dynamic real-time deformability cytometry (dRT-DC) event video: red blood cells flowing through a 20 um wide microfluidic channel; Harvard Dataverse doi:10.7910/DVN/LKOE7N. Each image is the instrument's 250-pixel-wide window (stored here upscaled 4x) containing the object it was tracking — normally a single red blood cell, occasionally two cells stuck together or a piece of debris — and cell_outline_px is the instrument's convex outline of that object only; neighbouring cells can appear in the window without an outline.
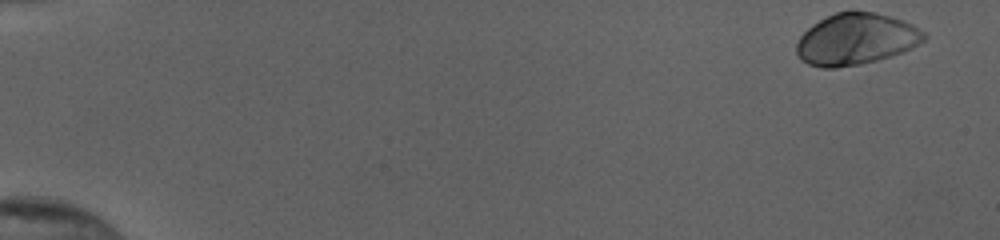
{"species": "human", "species_latin": "Homo sapiens", "temperature_condition": "cold", "stored_images_in_passage": 45, "camera_frame_rate_fps": 3000, "um_per_image_px": 0.085, "donor": {"sex": "female"}, "frame": {"image": 1, "passage_image": 1, "time_ms": 0.0, "image_size_px": [1000, 240], "cell_outline_px": [[928, 36], [924, 40], [904, 52], [876, 60], [860, 64], [836, 68], [824, 68], [808, 64], [800, 60], [796, 52], [796, 44], [800, 36], [812, 24], [836, 12], [876, 12], [892, 16], [904, 20], [912, 24], [924, 32]], "centroid_in_image_um": [72.76, 3.33], "position_along_channel_um": 12.2, "area_um2": 38.21}}
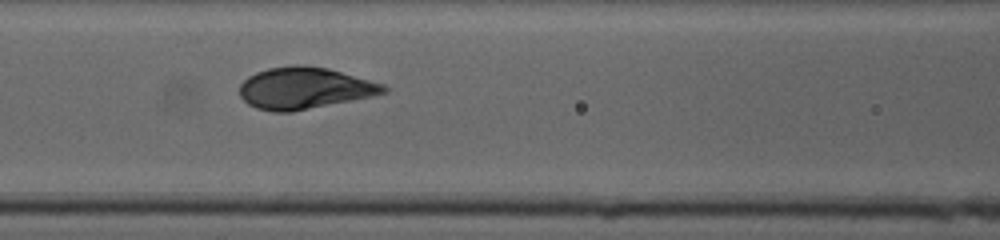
{"frame": {"image": 2, "passage_image": 24, "time_ms": 7.667, "image_size_px": [1000, 240], "cell_outline_px": [[388, 92], [372, 96], [292, 112], [272, 112], [256, 108], [248, 104], [240, 96], [240, 84], [248, 76], [256, 72], [268, 68], [296, 64], [304, 64], [328, 68], [384, 84], [388, 88]], "centroid_in_image_um": [25.87, 7.49], "position_along_channel_um": 140.7, "area_um2": 35.08}}
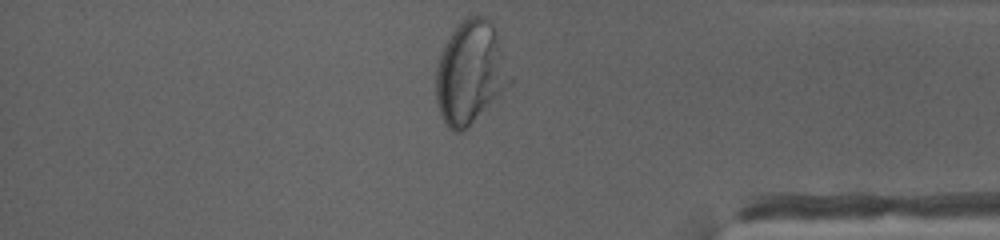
{"frame": {"image": 3, "passage_image": 45, "time_ms": 14.667, "image_size_px": [1000, 240], "cell_outline_px": [[512, 80], [464, 132], [452, 132], [448, 128], [440, 112], [436, 100], [436, 68], [440, 56], [452, 32], [468, 16], [484, 16], [492, 24], [496, 32], [512, 76]], "centroid_in_image_um": [39.97, 6.2], "position_along_channel_um": 395.2, "area_um2": 43.52}, "authors_computed_cell_mechanics": {"area_um2": 35.6626, "velocity_mm_per_s": 3.8611, "shape_relaxation_time_tau1_ms": 2.9264, "shape_relaxation_time_tau2_ms": null, "deformation_change_tau1": 0.1453, "deformation_change_tau2": null}}